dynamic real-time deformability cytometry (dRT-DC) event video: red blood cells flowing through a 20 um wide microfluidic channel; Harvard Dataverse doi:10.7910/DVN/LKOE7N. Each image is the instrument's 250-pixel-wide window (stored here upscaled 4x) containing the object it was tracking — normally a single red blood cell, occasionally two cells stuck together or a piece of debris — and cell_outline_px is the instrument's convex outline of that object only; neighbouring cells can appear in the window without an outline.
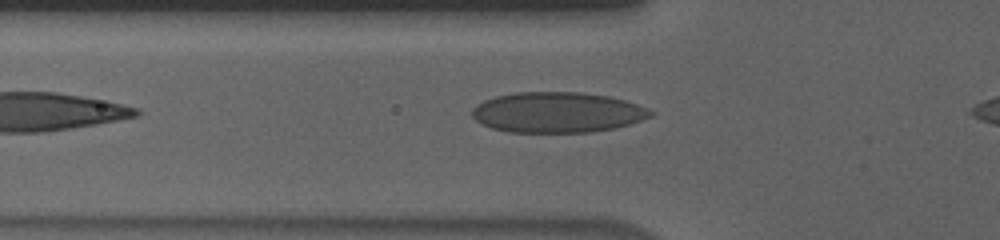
{"species": "human", "species_latin": "Homo sapiens", "temperature_condition": "cold", "stored_images_in_passage": 34, "camera_frame_rate_fps": 3000, "um_per_image_px": 0.085, "donor": {"sex": "male"}, "frame": {"image": 1, "passage_image": 3, "time_ms": 0.667, "image_size_px": [1000, 240], "cell_outline_px": [[656, 112], [652, 116], [616, 128], [592, 132], [508, 132], [492, 128], [480, 124], [472, 116], [472, 108], [476, 104], [484, 100], [496, 96], [516, 92], [580, 92], [608, 96], [624, 100], [648, 108]], "centroid_in_image_um": [47.36, 9.55], "position_along_channel_um": 78.4, "area_um2": 42.25}}
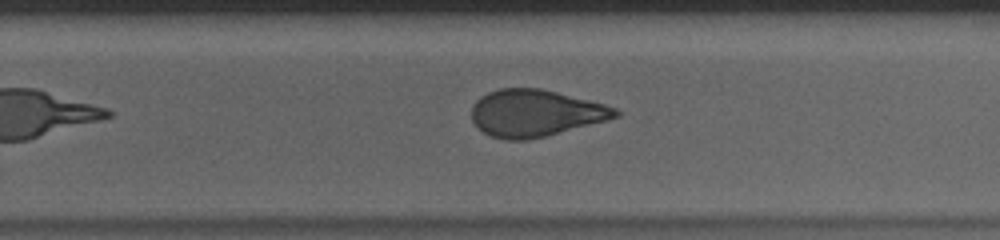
{"frame": {"image": 2, "passage_image": 20, "time_ms": 6.333, "image_size_px": [1000, 240], "cell_outline_px": [[620, 116], [608, 120], [528, 140], [504, 140], [492, 136], [476, 128], [472, 120], [472, 104], [480, 96], [488, 92], [500, 88], [540, 88], [604, 104], [616, 108], [620, 112]], "centroid_in_image_um": [45.47, 9.62], "position_along_channel_um": 284.3, "area_um2": 39.25}}
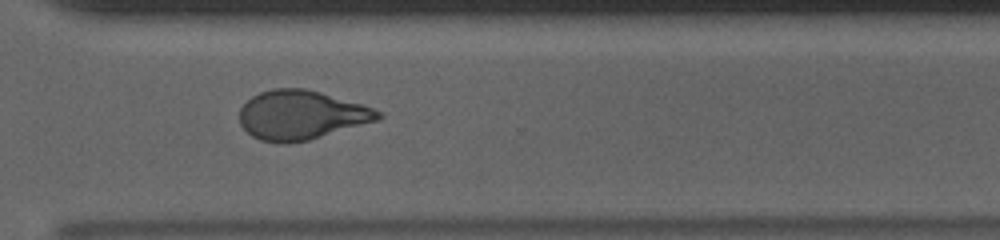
{"frame": {"image": 3, "passage_image": 25, "time_ms": 8.0, "image_size_px": [1000, 240], "cell_outline_px": [[384, 116], [380, 120], [308, 140], [288, 144], [280, 144], [260, 140], [252, 136], [240, 124], [240, 108], [252, 96], [260, 92], [272, 88], [304, 88], [320, 92], [360, 104], [384, 112]], "centroid_in_image_um": [25.61, 9.79], "position_along_channel_um": 345.0, "area_um2": 39.77}, "authors_computed_cell_mechanics": {"area_um2": 40.1132, "velocity_mm_per_s": 3.6303, "shape_relaxation_time_tau1_ms": 8.159, "shape_relaxation_time_tau2_ms": 1.2412, "deformation_change_tau1": 0.1988, "deformation_change_tau2": 0.0714}}